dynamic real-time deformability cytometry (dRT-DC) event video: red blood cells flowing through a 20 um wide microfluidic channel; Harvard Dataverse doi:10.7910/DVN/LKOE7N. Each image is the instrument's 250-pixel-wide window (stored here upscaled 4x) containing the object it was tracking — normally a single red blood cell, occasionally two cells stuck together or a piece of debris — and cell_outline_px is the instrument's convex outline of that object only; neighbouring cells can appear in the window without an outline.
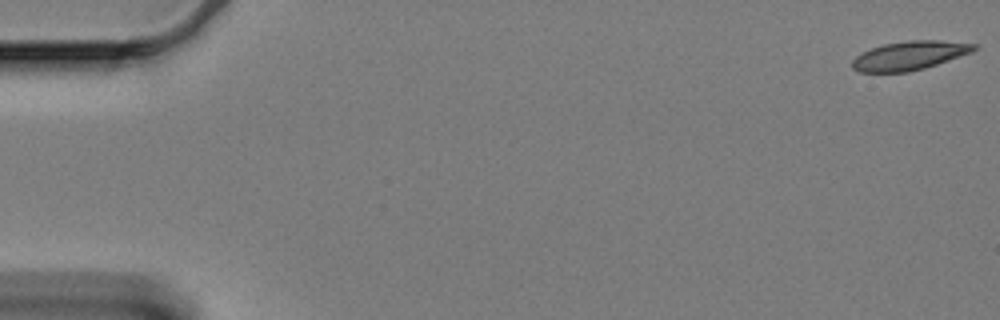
{"species": "Egyptian fruit bat (a non-hibernating species)", "species_latin": "Rousettus aegyptiacus", "temperature_condition": "cold", "stored_images_in_passage": 12, "camera_frame_rate_fps": 3000, "um_per_image_px": 0.085, "animal": {"sex": "female"}, "frame": {"image": 1, "passage_image": 1, "time_ms": 0.0, "image_size_px": [1000, 320], "cell_outline_px": [[980, 48], [972, 52], [924, 68], [908, 72], [860, 72], [852, 68], [852, 60], [860, 52], [884, 44], [908, 40], [940, 40], [980, 44]], "centroid_in_image_um": [77.34, 4.71], "position_along_channel_um": 7.7, "area_um2": 20.58}}